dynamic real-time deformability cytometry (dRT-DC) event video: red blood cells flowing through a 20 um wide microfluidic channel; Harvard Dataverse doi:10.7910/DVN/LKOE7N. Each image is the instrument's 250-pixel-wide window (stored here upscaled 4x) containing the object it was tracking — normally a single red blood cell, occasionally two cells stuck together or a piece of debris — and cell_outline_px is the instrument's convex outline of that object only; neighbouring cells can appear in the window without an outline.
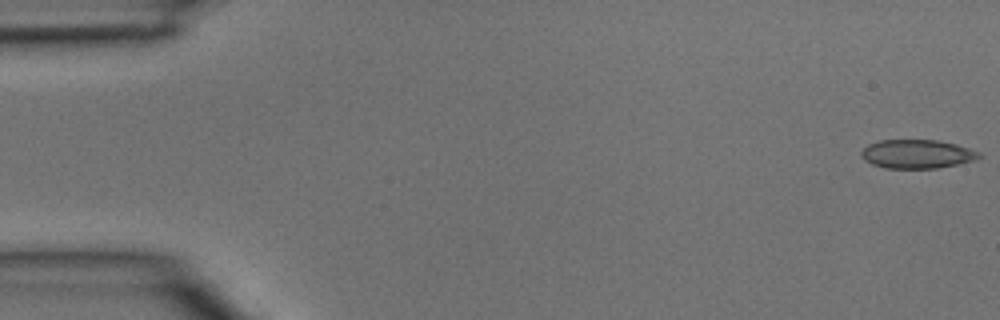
{"species": "common noctule bat (a hibernating species)", "species_latin": "Nyctalus noctula", "temperature_condition": "room temperature", "stored_images_in_passage": 4, "camera_frame_rate_fps": 3000, "um_per_image_px": 0.085, "animal": {"sex": "male", "body_mass_g": 15.6}, "frame": {"image": 1, "passage_image": 1, "time_ms": 0.0, "image_size_px": [1000, 320], "cell_outline_px": [[984, 156], [976, 160], [936, 168], [884, 168], [872, 164], [864, 160], [860, 156], [860, 152], [868, 144], [880, 140], [936, 140], [956, 144], [980, 152]], "centroid_in_image_um": [77.94, 13.09], "position_along_channel_um": 7.1, "area_um2": 19.83}}
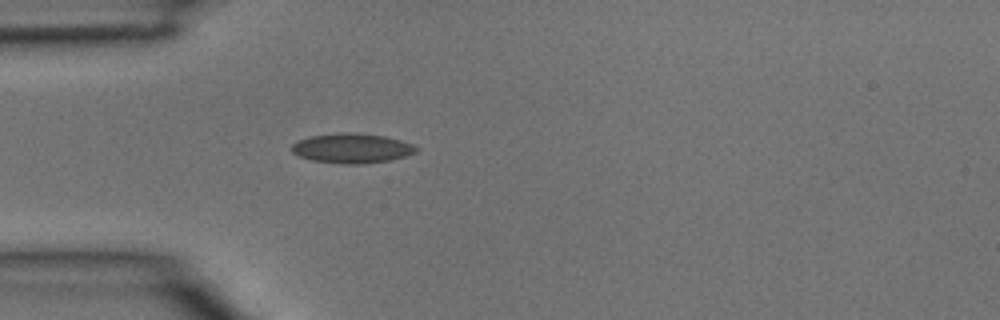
{"frame": {"image": 2, "passage_image": 4, "time_ms": 1.0, "image_size_px": [1000, 320], "cell_outline_px": [[420, 148], [416, 152], [404, 156], [388, 160], [360, 164], [344, 164], [312, 160], [300, 156], [292, 152], [292, 144], [300, 140], [312, 136], [340, 132], [356, 132], [384, 136], [400, 140], [412, 144]], "centroid_in_image_um": [29.93, 12.59], "position_along_channel_um": 55.1, "area_um2": 21.39}}